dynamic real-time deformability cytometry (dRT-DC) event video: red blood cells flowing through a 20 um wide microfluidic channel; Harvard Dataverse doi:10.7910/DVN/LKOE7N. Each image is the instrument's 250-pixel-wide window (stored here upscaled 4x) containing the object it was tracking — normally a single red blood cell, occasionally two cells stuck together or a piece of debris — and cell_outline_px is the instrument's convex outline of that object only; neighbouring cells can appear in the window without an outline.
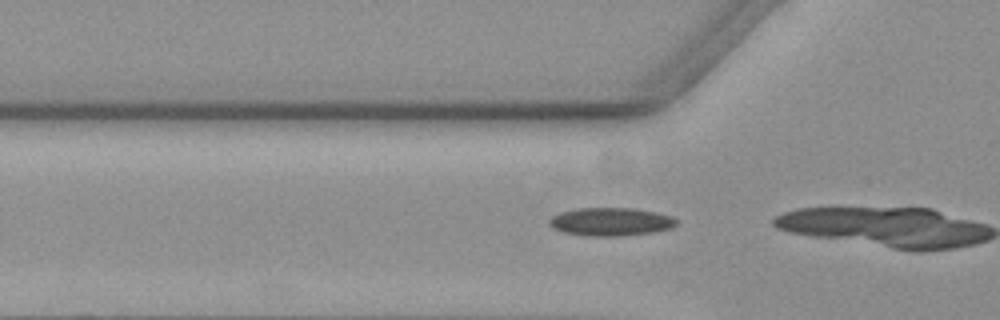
{"species": "common noctule bat (a hibernating species)", "species_latin": "Nyctalus noctula", "temperature_condition": "warm", "stored_images_in_passage": 5, "camera_frame_rate_fps": 3000, "um_per_image_px": 0.085, "animal": {"sex": "female", "body_mass_g": 19.3, "forearm_length_mm": 54.1}, "frame": {"image": 1, "passage_image": 2, "time_ms": 0.333, "image_size_px": [1000, 320], "cell_outline_px": [[676, 224], [672, 228], [656, 232], [628, 236], [580, 236], [560, 232], [552, 228], [548, 224], [548, 220], [552, 216], [560, 212], [576, 208], [632, 208], [656, 212], [672, 216], [676, 220]], "centroid_in_image_um": [51.87, 18.86], "position_along_channel_um": 73.9, "area_um2": 21.39}}